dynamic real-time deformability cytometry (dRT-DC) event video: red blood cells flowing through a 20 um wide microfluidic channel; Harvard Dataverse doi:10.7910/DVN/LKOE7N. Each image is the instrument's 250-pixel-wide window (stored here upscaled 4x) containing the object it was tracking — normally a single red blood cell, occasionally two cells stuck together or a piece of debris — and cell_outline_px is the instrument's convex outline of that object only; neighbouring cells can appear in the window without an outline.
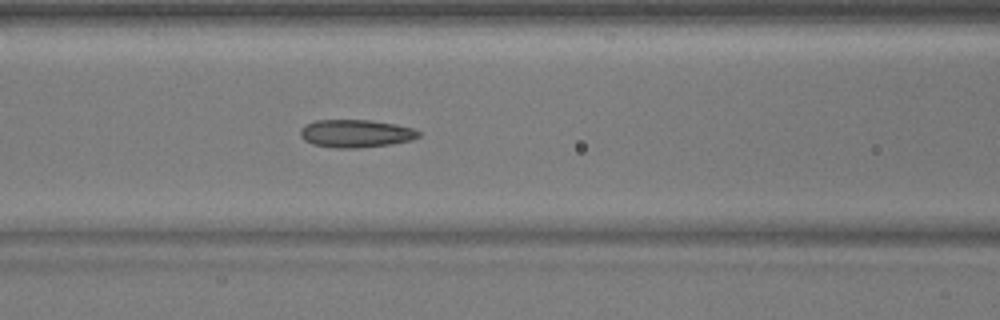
{"species": "common noctule bat (a hibernating species)", "species_latin": "Nyctalus noctula", "temperature_condition": "warm", "stored_images_in_passage": 38, "camera_frame_rate_fps": 3000, "um_per_image_px": 0.085, "animal": {"sex": "male", "body_mass_g": 17.9}, "frame": {"image": 1, "passage_image": 13, "time_ms": 4.0, "image_size_px": [1000, 320], "cell_outline_px": [[420, 136], [412, 140], [392, 144], [360, 148], [336, 148], [312, 144], [304, 140], [300, 136], [300, 128], [316, 120], [372, 120], [396, 124], [412, 128], [420, 132]], "centroid_in_image_um": [30.25, 11.35], "position_along_channel_um": 136.3, "area_um2": 19.31}}
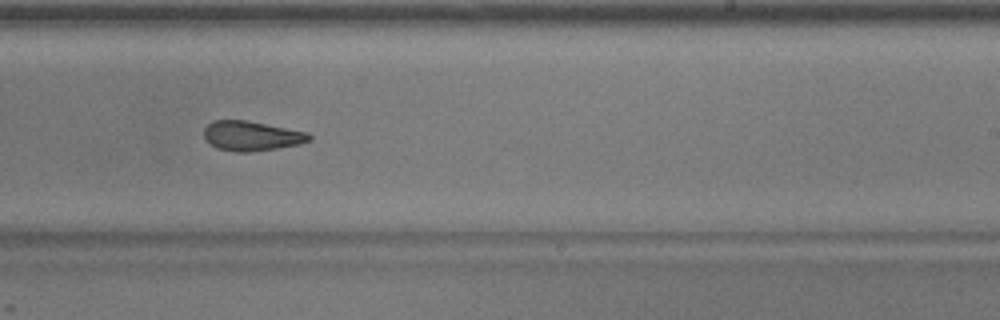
{"frame": {"image": 2, "passage_image": 23, "time_ms": 7.333, "image_size_px": [1000, 320], "cell_outline_px": [[312, 140], [300, 144], [276, 148], [248, 152], [236, 152], [216, 148], [204, 136], [204, 128], [212, 120], [244, 120], [308, 132], [312, 136]], "centroid_in_image_um": [21.39, 11.55], "position_along_channel_um": 267.6, "area_um2": 18.09}}
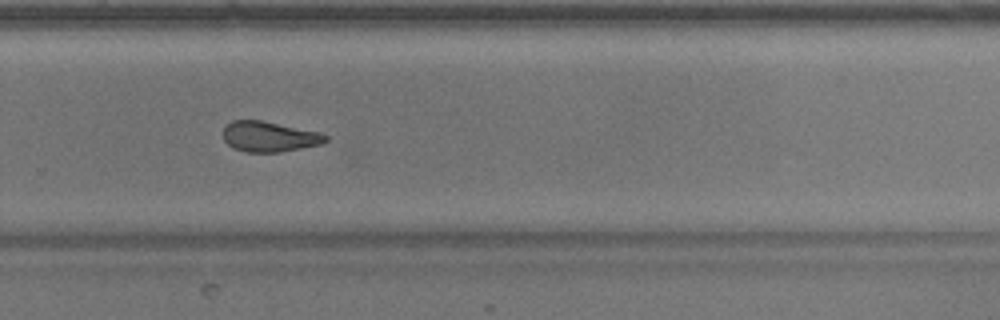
{"frame": {"image": 3, "passage_image": 26, "time_ms": 8.333, "image_size_px": [1000, 320], "cell_outline_px": [[328, 140], [320, 144], [280, 152], [244, 152], [232, 148], [224, 140], [224, 128], [232, 120], [260, 120], [320, 132], [328, 136]], "centroid_in_image_um": [22.88, 11.62], "position_along_channel_um": 306.9, "area_um2": 18.03}}